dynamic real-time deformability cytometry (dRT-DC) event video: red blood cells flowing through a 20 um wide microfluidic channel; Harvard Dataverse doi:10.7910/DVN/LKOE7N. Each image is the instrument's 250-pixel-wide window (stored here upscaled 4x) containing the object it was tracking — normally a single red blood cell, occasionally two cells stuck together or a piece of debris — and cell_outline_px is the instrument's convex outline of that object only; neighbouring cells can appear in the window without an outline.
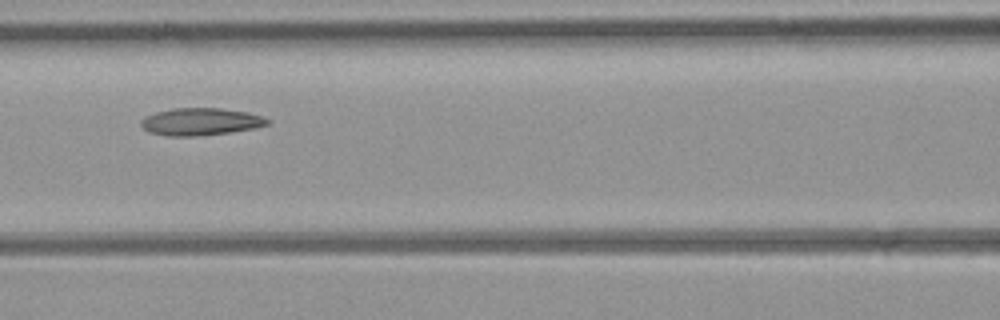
{"species": "common noctule bat (a hibernating species)", "species_latin": "Nyctalus noctula", "temperature_condition": "room temperature", "stored_images_in_passage": 9, "camera_frame_rate_fps": 3000, "um_per_image_px": 0.085, "animal": {"sex": "female", "body_mass_g": 21.9}, "frame": {"image": 1, "passage_image": 6, "time_ms": 6.667, "image_size_px": [1000, 320], "cell_outline_px": [[272, 120], [268, 124], [256, 128], [228, 132], [196, 136], [168, 136], [148, 132], [140, 124], [140, 120], [144, 116], [156, 112], [172, 108], [220, 108], [248, 112], [264, 116]], "centroid_in_image_um": [17.06, 10.33], "position_along_channel_um": 149.5, "area_um2": 20.29}}
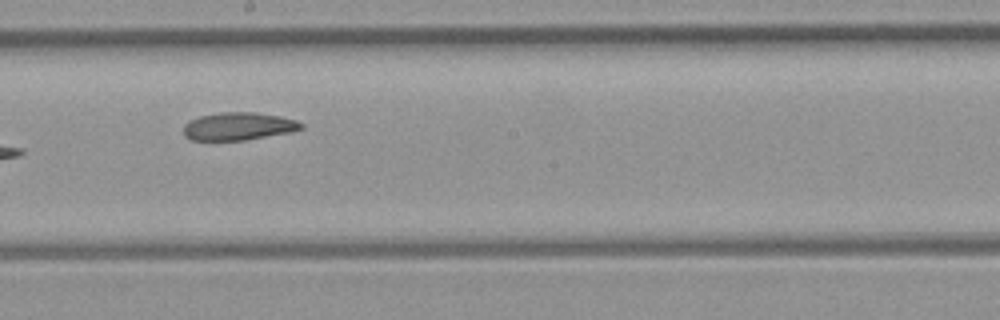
{"frame": {"image": 2, "passage_image": 8, "time_ms": 8.667, "image_size_px": [1000, 320], "cell_outline_px": [[304, 128], [292, 132], [244, 140], [192, 140], [184, 136], [184, 124], [188, 120], [200, 116], [220, 112], [256, 112], [280, 116], [296, 120], [304, 124]], "centroid_in_image_um": [20.28, 10.73], "position_along_channel_um": 227.9, "area_um2": 19.19}}
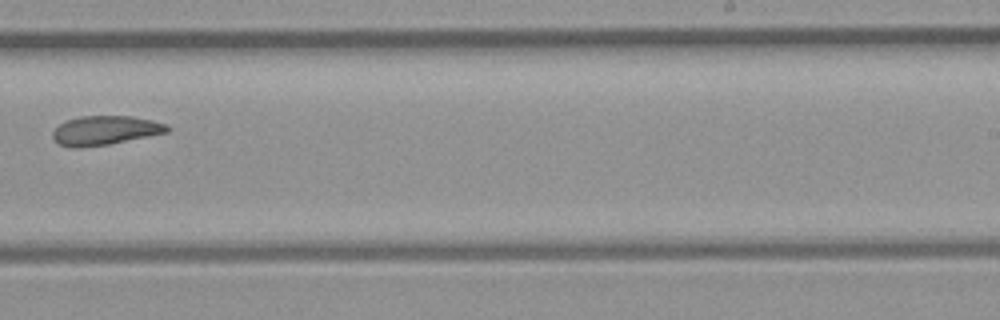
{"frame": {"image": 3, "passage_image": 9, "time_ms": 10.0, "image_size_px": [1000, 320], "cell_outline_px": [[172, 128], [168, 132], [108, 144], [80, 148], [72, 148], [60, 144], [52, 136], [52, 132], [64, 120], [80, 116], [132, 116], [152, 120], [168, 124]], "centroid_in_image_um": [8.95, 11.07], "position_along_channel_um": 280.1, "area_um2": 19.48}}